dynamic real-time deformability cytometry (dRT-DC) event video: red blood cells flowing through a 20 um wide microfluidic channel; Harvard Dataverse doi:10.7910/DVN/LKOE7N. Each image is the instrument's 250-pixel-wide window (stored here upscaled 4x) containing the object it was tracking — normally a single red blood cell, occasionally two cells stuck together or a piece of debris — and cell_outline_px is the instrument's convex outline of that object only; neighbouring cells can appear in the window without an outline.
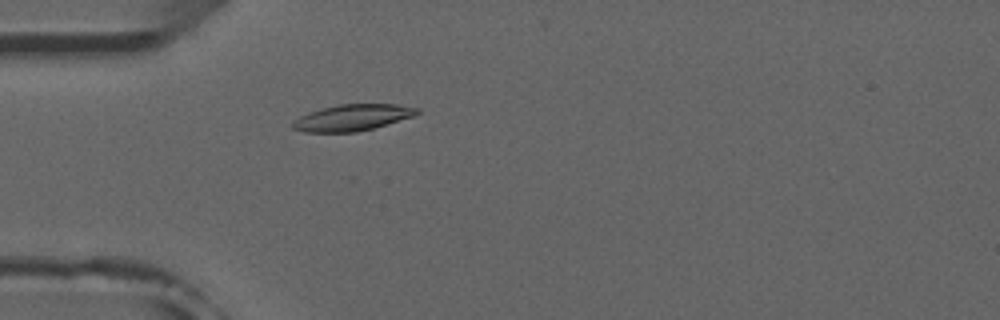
{"species": "common noctule bat (a hibernating species)", "species_latin": "Nyctalus noctula", "temperature_condition": "room temperature", "stored_images_in_passage": 46, "camera_frame_rate_fps": 3000, "um_per_image_px": 0.085, "animal": {"sex": "male", "forearm_length_mm": 52.5}, "frame": {"image": 1, "passage_image": 15, "time_ms": 4.667, "image_size_px": [1000, 320], "cell_outline_px": [[420, 112], [416, 116], [372, 128], [356, 132], [304, 132], [292, 128], [292, 124], [300, 116], [308, 112], [340, 104], [396, 104], [420, 108]], "centroid_in_image_um": [30.0, 9.99], "position_along_channel_um": 55.0, "area_um2": 19.02}}
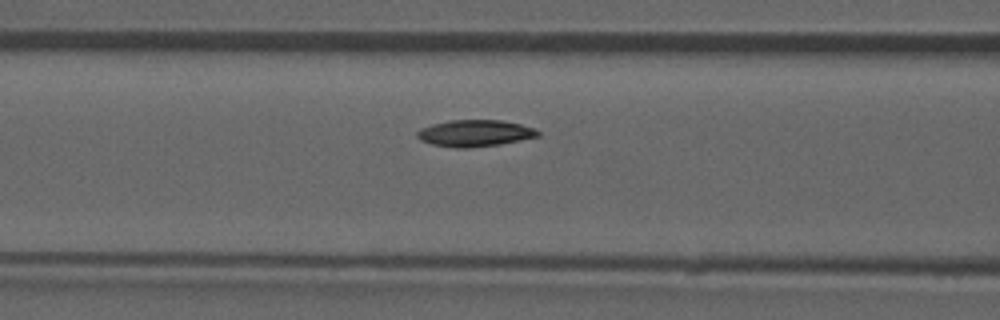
{"frame": {"image": 2, "passage_image": 21, "time_ms": 6.667, "image_size_px": [1000, 320], "cell_outline_px": [[540, 136], [500, 144], [468, 148], [456, 148], [432, 144], [420, 140], [416, 136], [416, 132], [420, 128], [432, 124], [452, 120], [500, 120], [520, 124], [536, 128], [540, 132]], "centroid_in_image_um": [40.36, 11.32], "position_along_channel_um": 126.2, "area_um2": 18.79}}
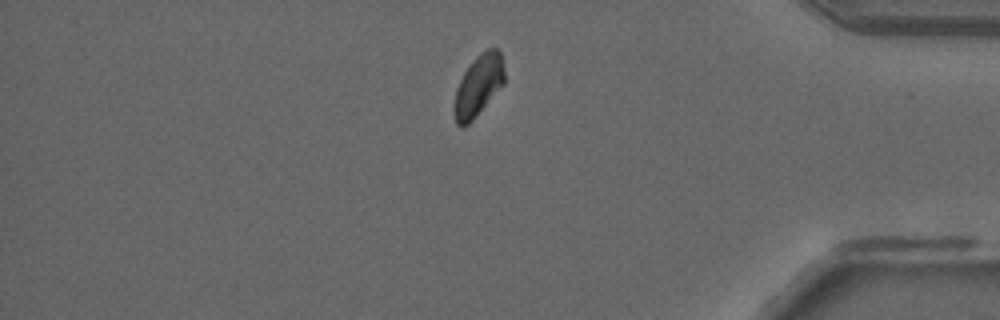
{"frame": {"image": 3, "passage_image": 44, "time_ms": 14.333, "image_size_px": [1000, 320], "cell_outline_px": [[504, 84], [472, 120], [468, 124], [460, 128], [456, 124], [456, 88], [464, 72], [472, 60], [480, 52], [488, 48], [496, 48], [500, 52], [504, 72]], "centroid_in_image_um": [40.69, 7.23], "position_along_channel_um": 394.5, "area_um2": 17.46}}